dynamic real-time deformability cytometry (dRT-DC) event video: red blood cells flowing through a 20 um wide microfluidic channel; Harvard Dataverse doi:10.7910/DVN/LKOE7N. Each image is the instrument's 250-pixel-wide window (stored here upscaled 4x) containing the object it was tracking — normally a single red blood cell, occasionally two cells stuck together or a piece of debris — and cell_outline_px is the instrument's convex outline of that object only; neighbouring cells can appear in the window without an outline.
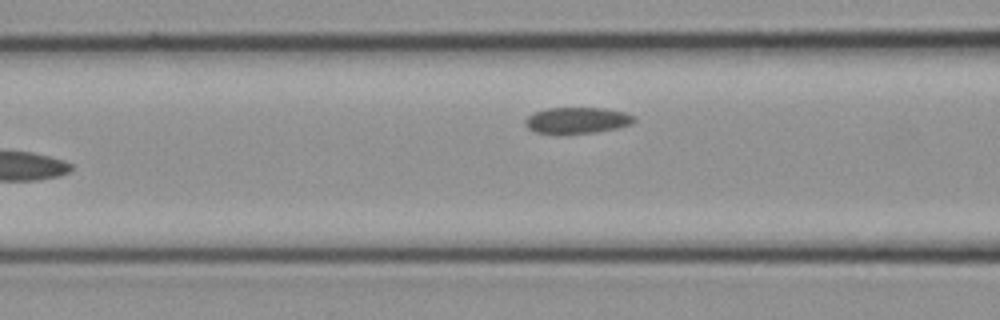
{"species": "common noctule bat (a hibernating species)", "species_latin": "Nyctalus noctula", "temperature_condition": "cold", "stored_images_in_passage": 7, "camera_frame_rate_fps": 3000, "um_per_image_px": 0.085, "animal": {"sex": "female", "body_mass_g": 21.9}, "frame": {"image": 1, "passage_image": 7, "time_ms": 2.0, "image_size_px": [1000, 320], "cell_outline_px": [[636, 120], [632, 124], [616, 128], [596, 132], [564, 136], [556, 136], [536, 132], [528, 128], [524, 124], [524, 120], [528, 116], [536, 112], [548, 108], [604, 108], [624, 112], [636, 116]], "centroid_in_image_um": [49.03, 10.27], "position_along_channel_um": 117.6, "area_um2": 17.22}}